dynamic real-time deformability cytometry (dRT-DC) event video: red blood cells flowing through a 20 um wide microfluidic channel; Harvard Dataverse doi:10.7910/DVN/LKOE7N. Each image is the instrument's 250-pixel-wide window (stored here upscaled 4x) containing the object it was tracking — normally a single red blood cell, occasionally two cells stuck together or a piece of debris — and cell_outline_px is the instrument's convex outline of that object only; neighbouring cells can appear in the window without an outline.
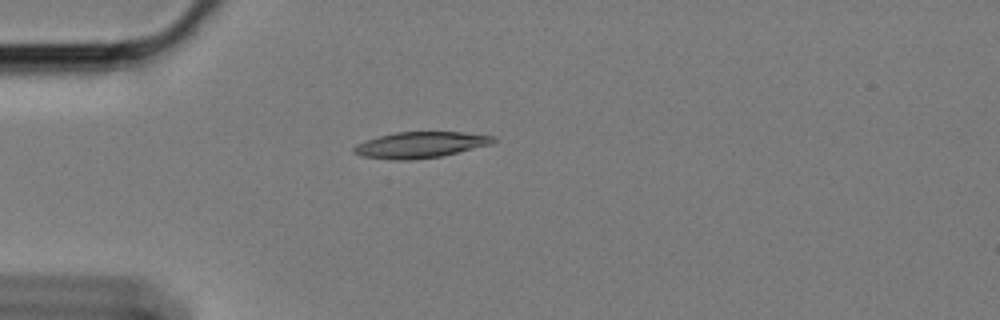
{"species": "Egyptian fruit bat (a non-hibernating species)", "species_latin": "Rousettus aegyptiacus", "temperature_condition": "cold", "stored_images_in_passage": 21, "camera_frame_rate_fps": 3000, "um_per_image_px": 0.085, "animal": {"sex": "female"}, "frame": {"image": 1, "passage_image": 1, "time_ms": 0.0, "image_size_px": [1000, 320], "cell_outline_px": [[500, 140], [492, 144], [440, 156], [412, 160], [392, 160], [360, 156], [352, 152], [352, 148], [356, 144], [380, 136], [396, 132], [460, 132], [496, 136]], "centroid_in_image_um": [35.75, 12.31], "position_along_channel_um": 49.3, "area_um2": 21.21}}
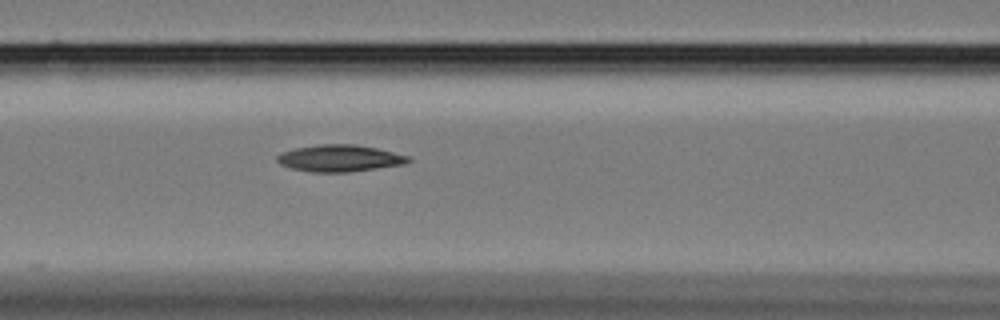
{"frame": {"image": 2, "passage_image": 10, "time_ms": 3.0, "image_size_px": [1000, 320], "cell_outline_px": [[412, 160], [404, 164], [348, 172], [312, 172], [292, 168], [280, 164], [276, 160], [276, 156], [284, 152], [296, 148], [316, 144], [356, 144], [376, 148], [412, 156]], "centroid_in_image_um": [28.9, 13.44], "position_along_channel_um": 137.7, "area_um2": 20.46}}
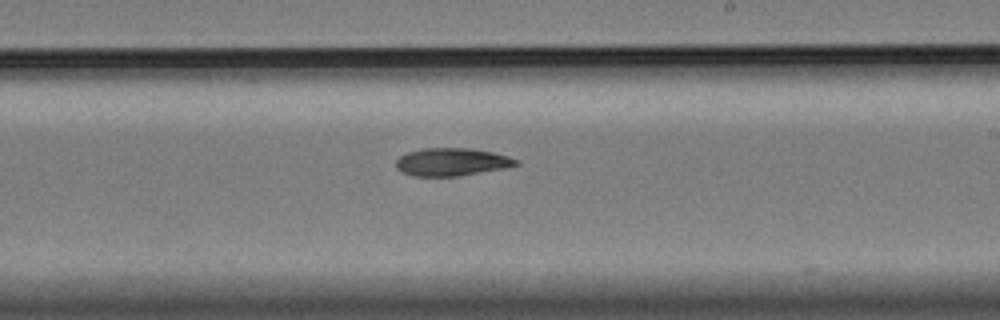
{"frame": {"image": 3, "passage_image": 20, "time_ms": 6.333, "image_size_px": [1000, 320], "cell_outline_px": [[520, 164], [504, 168], [456, 176], [412, 176], [400, 172], [396, 168], [396, 160], [400, 156], [408, 152], [424, 148], [472, 148], [492, 152], [508, 156], [520, 160]], "centroid_in_image_um": [38.39, 13.76], "position_along_channel_um": 250.6, "area_um2": 19.48}}